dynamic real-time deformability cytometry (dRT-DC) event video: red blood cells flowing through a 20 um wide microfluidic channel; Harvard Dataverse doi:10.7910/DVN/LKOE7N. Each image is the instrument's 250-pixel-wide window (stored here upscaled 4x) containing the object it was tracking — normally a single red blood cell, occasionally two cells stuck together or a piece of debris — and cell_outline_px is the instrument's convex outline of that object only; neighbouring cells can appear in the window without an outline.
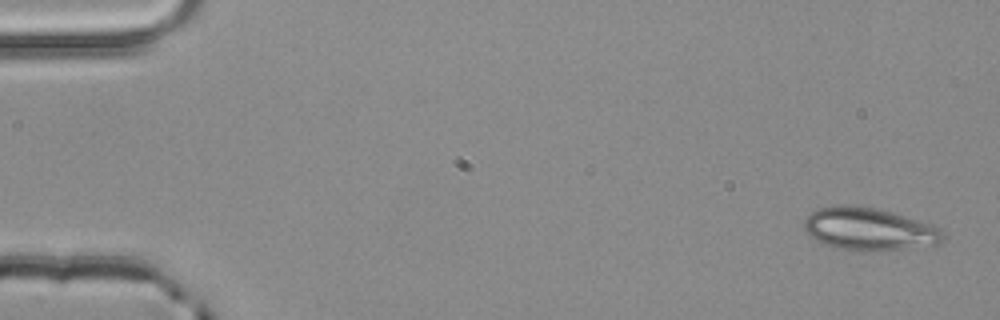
{"species": "common noctule bat (a hibernating species)", "species_latin": "Nyctalus noctula", "temperature_condition": "room temperature", "stored_images_in_passage": 4, "camera_frame_rate_fps": 3000, "um_per_image_px": 0.085, "animal": {"sex": "male", "body_mass_g": 20.4}, "frame": {"image": 1, "passage_image": 1, "time_ms": 0.0, "image_size_px": [1000, 320], "cell_outline_px": [[944, 240], [936, 244], [908, 248], [876, 252], [836, 248], [824, 244], [816, 240], [804, 228], [804, 220], [816, 208], [836, 204], [848, 204], [876, 208], [928, 224], [940, 228], [944, 232]], "centroid_in_image_um": [73.84, 19.47], "position_along_channel_um": 11.2, "area_um2": 34.33}}